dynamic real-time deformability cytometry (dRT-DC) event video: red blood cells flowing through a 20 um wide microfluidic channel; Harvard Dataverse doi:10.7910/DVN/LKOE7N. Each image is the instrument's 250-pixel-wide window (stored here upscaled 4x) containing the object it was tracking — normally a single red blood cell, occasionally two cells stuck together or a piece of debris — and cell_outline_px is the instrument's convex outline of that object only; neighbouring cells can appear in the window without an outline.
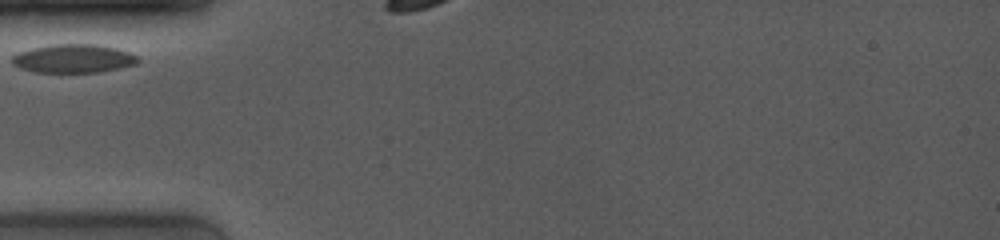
{"species": "common noctule bat (a hibernating species)", "species_latin": "Nyctalus noctula", "temperature_condition": "room temperature", "stored_images_in_passage": 4, "camera_frame_rate_fps": 4000, "um_per_image_px": 0.085, "animal": {"sex": "female", "body_mass_g": 19.0, "forearm_length_mm": 53.3}, "frame": {"image": 1, "passage_image": 1, "time_ms": 0.0, "image_size_px": [1000, 240], "cell_outline_px": [[140, 60], [136, 64], [120, 68], [100, 72], [32, 72], [20, 68], [12, 64], [12, 56], [20, 52], [32, 48], [52, 44], [96, 44], [116, 48], [128, 52], [136, 56]], "centroid_in_image_um": [6.24, 4.98], "position_along_channel_um": 78.8, "area_um2": 20.92}}